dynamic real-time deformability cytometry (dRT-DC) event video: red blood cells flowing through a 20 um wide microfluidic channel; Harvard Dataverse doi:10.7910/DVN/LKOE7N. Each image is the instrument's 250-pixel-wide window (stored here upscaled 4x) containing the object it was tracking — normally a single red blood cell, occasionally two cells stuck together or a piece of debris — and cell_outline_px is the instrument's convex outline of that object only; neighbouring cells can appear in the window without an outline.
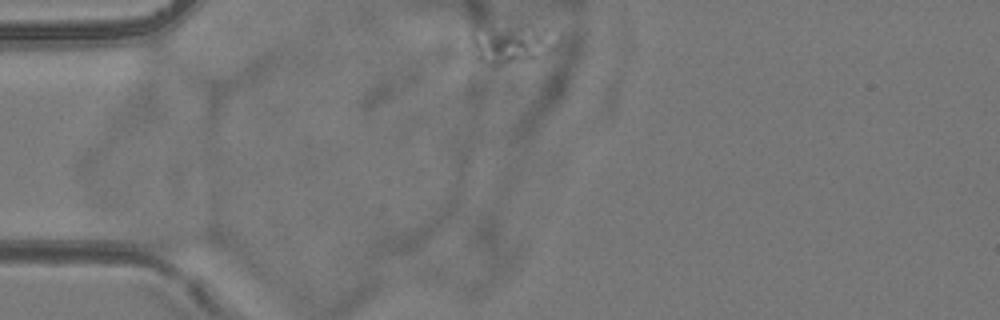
{"species": "common noctule bat (a hibernating species)", "species_latin": "Nyctalus noctula", "temperature_condition": "room temperature", "stored_images_in_passage": 2, "camera_frame_rate_fps": 3000, "um_per_image_px": 0.085, "animal": {"sex": "female", "body_mass_g": 24.6, "forearm_length_mm": 56.2}, "frame": {"image": 1, "passage_image": 1, "time_ms": 0.0, "image_size_px": [1000, 320], "cell_outline_px": [[544, 32], [532, 56], [528, 60], [500, 64], [492, 64], [476, 60], [472, 56], [472, 32]], "centroid_in_image_um": [42.87, 3.95], "position_along_channel_um": 42.1, "area_um2": 13.93}}